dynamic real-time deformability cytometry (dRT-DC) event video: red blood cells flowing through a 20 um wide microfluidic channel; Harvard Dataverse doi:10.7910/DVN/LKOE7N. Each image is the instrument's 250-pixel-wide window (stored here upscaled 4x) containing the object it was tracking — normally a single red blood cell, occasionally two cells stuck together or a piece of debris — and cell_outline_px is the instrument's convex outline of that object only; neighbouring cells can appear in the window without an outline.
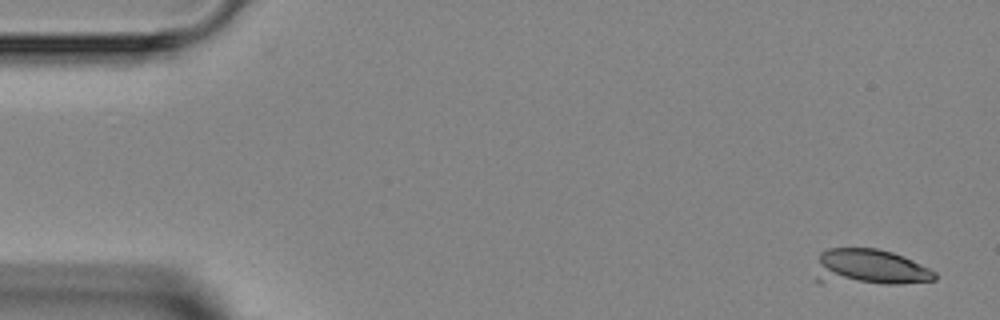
{"species": "Egyptian fruit bat (a non-hibernating species)", "species_latin": "Rousettus aegyptiacus", "temperature_condition": "room temperature", "stored_images_in_passage": 4, "camera_frame_rate_fps": 3000, "um_per_image_px": 0.085, "animal": {"sex": "female"}, "frame": {"image": 1, "passage_image": 1, "time_ms": 0.0, "image_size_px": [1000, 320], "cell_outline_px": [[936, 280], [900, 284], [816, 284], [812, 280], [820, 252], [828, 248], [876, 248], [892, 252], [904, 256], [936, 272]], "centroid_in_image_um": [73.8, 22.76], "position_along_channel_um": 11.2, "area_um2": 26.07}}
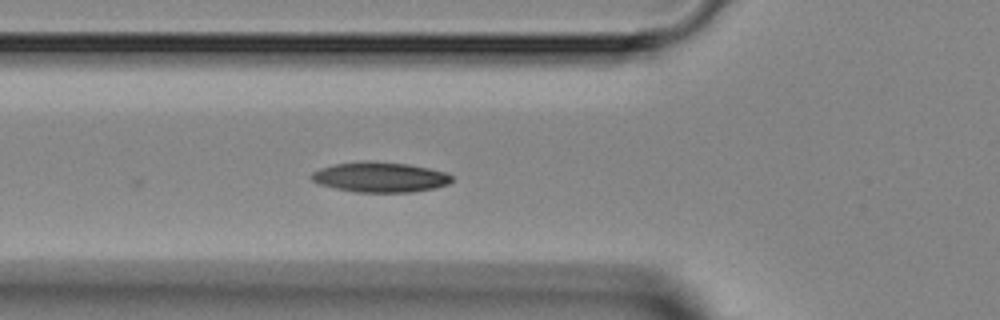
{"frame": {"image": 2, "passage_image": 4, "time_ms": 5.0, "image_size_px": [1000, 320], "cell_outline_px": [[452, 180], [448, 184], [432, 188], [412, 192], [356, 192], [336, 188], [320, 184], [312, 180], [308, 176], [312, 172], [320, 168], [332, 164], [364, 160], [368, 160], [408, 164], [428, 168], [444, 172], [452, 176]], "centroid_in_image_um": [32.25, 15.04], "position_along_channel_um": 93.5, "area_um2": 24.68}}